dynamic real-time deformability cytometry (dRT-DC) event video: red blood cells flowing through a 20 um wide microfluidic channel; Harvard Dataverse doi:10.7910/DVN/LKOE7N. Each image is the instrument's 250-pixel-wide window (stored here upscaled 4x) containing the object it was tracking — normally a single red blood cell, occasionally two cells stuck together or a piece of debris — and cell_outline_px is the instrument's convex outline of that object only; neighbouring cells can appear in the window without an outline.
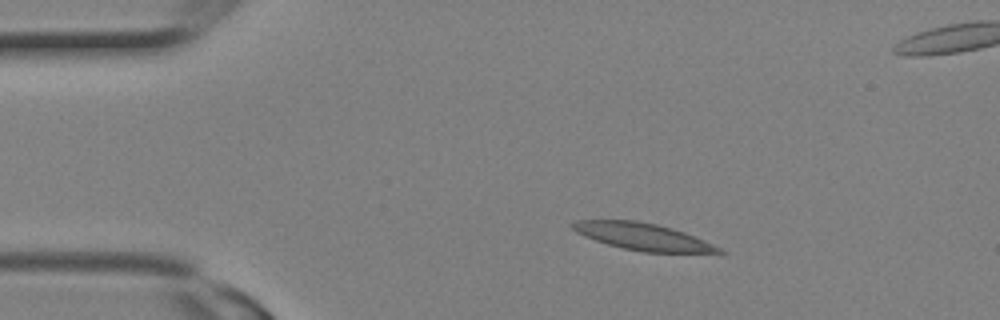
{"species": "Egyptian fruit bat (a non-hibernating species)", "species_latin": "Rousettus aegyptiacus", "temperature_condition": "room temperature", "stored_images_in_passage": 2, "segment_of_instrument_passage": [1, 2], "camera_frame_rate_fps": 3000, "um_per_image_px": 0.085, "animal": {"sex": "female"}, "frame": {"image": 1, "passage_image": 1, "time_ms": 0.0, "image_size_px": [1000, 320], "cell_outline_px": [[724, 252], [720, 256], [644, 252], [624, 248], [608, 244], [584, 236], [576, 232], [568, 224], [576, 220], [636, 220], [656, 224], [672, 228], [684, 232], [704, 240], [720, 248]], "centroid_in_image_um": [54.79, 20.16], "position_along_channel_um": 30.2, "area_um2": 23.81}}